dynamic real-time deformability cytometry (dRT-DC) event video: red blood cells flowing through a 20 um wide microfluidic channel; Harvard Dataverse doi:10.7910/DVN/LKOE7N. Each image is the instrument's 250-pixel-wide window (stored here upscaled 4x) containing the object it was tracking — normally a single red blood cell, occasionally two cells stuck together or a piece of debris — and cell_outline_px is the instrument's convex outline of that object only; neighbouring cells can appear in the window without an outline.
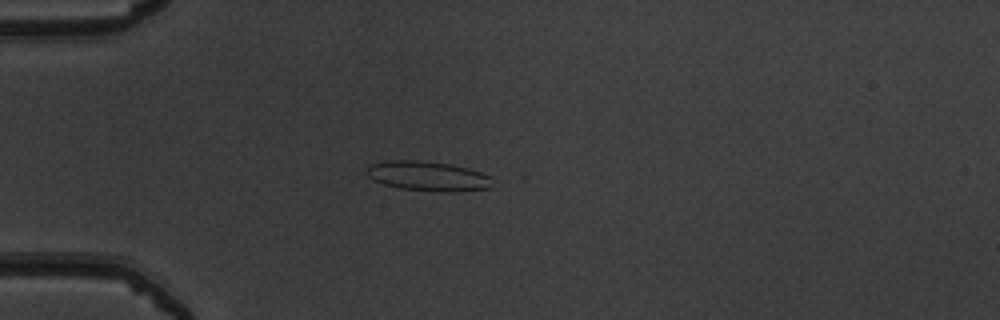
{"species": "common noctule bat (a hibernating species)", "species_latin": "Nyctalus noctula", "temperature_condition": "warm", "stored_images_in_passage": 22, "camera_frame_rate_fps": 3000, "um_per_image_px": 0.085, "animal": {"sex": "male", "body_mass_g": 19.5, "forearm_length_mm": 54.6}, "frame": {"image": 1, "passage_image": 15, "time_ms": 4.667, "image_size_px": [1000, 320], "cell_outline_px": [[492, 188], [400, 188], [384, 184], [372, 180], [364, 172], [364, 168], [372, 164], [384, 160], [420, 160], [452, 164], [468, 168], [492, 176]], "centroid_in_image_um": [36.25, 14.88], "position_along_channel_um": 48.8, "area_um2": 20.69}}